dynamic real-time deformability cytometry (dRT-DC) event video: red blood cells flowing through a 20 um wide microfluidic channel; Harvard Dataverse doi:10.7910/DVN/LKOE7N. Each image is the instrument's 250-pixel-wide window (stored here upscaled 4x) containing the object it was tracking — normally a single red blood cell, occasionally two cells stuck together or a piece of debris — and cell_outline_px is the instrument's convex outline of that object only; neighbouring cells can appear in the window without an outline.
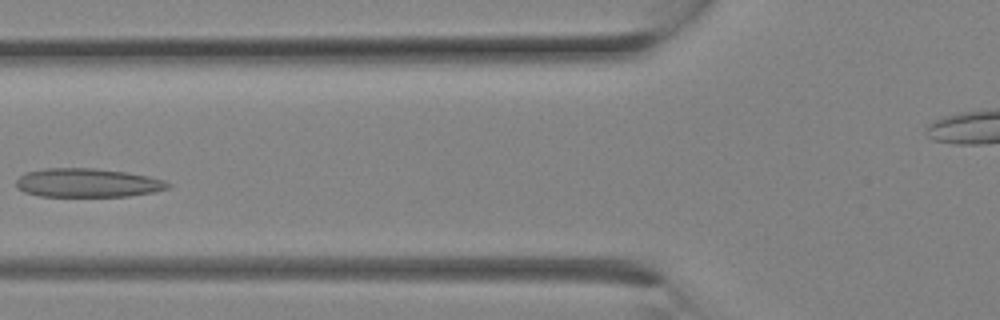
{"species": "Egyptian fruit bat (a non-hibernating species)", "species_latin": "Rousettus aegyptiacus", "temperature_condition": "room temperature", "stored_images_in_passage": 17, "camera_frame_rate_fps": 3000, "um_per_image_px": 0.085, "animal": {"sex": "female"}, "frame": {"image": 1, "passage_image": 8, "time_ms": 2.333, "image_size_px": [1000, 320], "cell_outline_px": [[172, 184], [168, 188], [152, 192], [128, 196], [40, 196], [24, 192], [16, 188], [16, 180], [24, 172], [48, 168], [96, 168], [124, 172], [148, 176], [164, 180]], "centroid_in_image_um": [7.41, 15.54], "position_along_channel_um": 118.4, "area_um2": 25.43}}
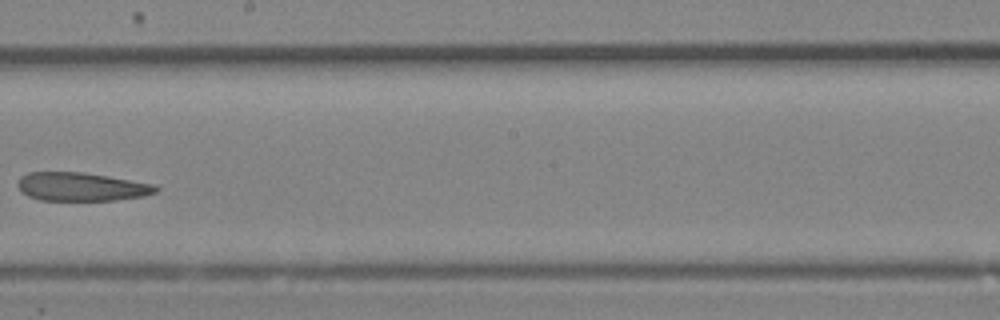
{"frame": {"image": 2, "passage_image": 13, "time_ms": 4.0, "image_size_px": [1000, 320], "cell_outline_px": [[160, 188], [156, 192], [144, 196], [116, 200], [40, 200], [28, 196], [20, 192], [16, 184], [20, 176], [28, 172], [84, 172], [156, 184]], "centroid_in_image_um": [6.9, 15.87], "position_along_channel_um": 241.3, "area_um2": 23.18}}
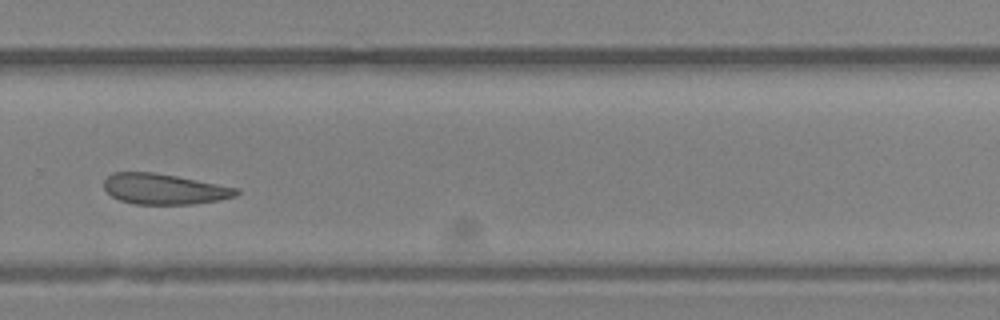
{"frame": {"image": 3, "passage_image": 16, "time_ms": 5.0, "image_size_px": [1000, 320], "cell_outline_px": [[240, 192], [236, 196], [220, 200], [192, 204], [136, 204], [120, 200], [112, 196], [104, 188], [104, 180], [112, 172], [152, 172], [176, 176], [240, 188]], "centroid_in_image_um": [13.98, 16.07], "position_along_channel_um": 315.8, "area_um2": 23.58}}